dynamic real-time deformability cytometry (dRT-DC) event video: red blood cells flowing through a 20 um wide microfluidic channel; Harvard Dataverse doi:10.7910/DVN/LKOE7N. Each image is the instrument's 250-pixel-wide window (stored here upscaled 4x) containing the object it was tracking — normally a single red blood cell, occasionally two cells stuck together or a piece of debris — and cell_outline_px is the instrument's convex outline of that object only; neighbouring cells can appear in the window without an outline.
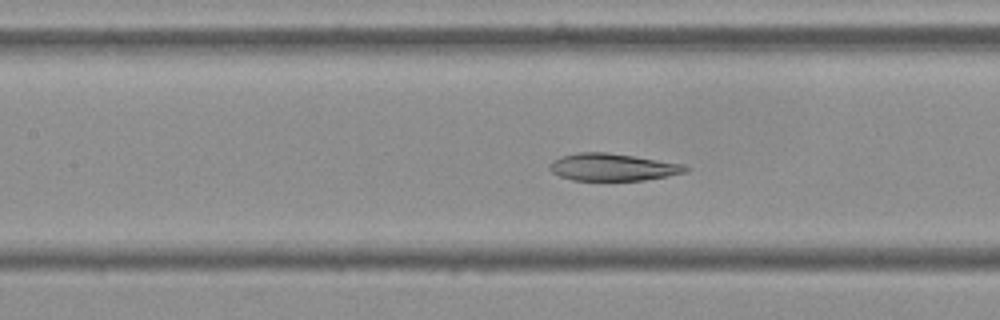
{"species": "Egyptian fruit bat (a non-hibernating species)", "species_latin": "Rousettus aegyptiacus", "temperature_condition": "cold", "stored_images_in_passage": 57, "camera_frame_rate_fps": 3000, "um_per_image_px": 0.085, "frame": {"image": 1, "passage_image": 25, "time_ms": 8.0, "image_size_px": [1000, 320], "cell_outline_px": [[692, 168], [688, 172], [668, 176], [644, 180], [572, 180], [560, 176], [552, 172], [548, 168], [548, 164], [552, 160], [560, 156], [576, 152], [608, 152], [684, 164]], "centroid_in_image_um": [52.08, 14.2], "position_along_channel_um": 155.3, "area_um2": 21.85}, "authors_computed_cell_mechanics": {"area_um2": 24.3916, "velocity_mm_per_s": 3.5877, "shape_relaxation_time_tau1_ms": 10.4006, "shape_relaxation_time_tau2_ms": 3.5252, "deformation_change_tau1": 0.2198, "deformation_change_tau2": 0.0435}}